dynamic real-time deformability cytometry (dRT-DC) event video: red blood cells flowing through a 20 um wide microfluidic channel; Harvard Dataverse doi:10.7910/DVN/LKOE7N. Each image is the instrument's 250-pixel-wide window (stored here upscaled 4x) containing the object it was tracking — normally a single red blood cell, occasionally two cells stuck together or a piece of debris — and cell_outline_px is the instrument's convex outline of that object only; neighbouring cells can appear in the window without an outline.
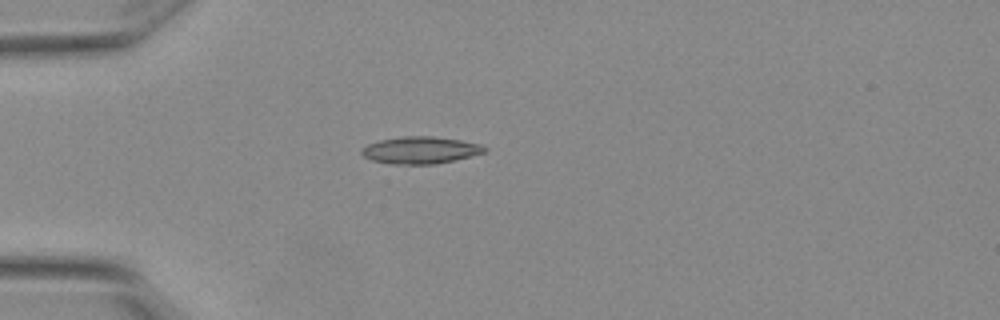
{"species": "Egyptian fruit bat (a non-hibernating species)", "species_latin": "Rousettus aegyptiacus", "temperature_condition": "warm", "stored_images_in_passage": 4, "camera_frame_rate_fps": 3000, "um_per_image_px": 0.085, "animal": {"sex": "female"}, "frame": {"image": 1, "passage_image": 4, "time_ms": 1.0, "image_size_px": [1000, 320], "cell_outline_px": [[488, 148], [484, 152], [456, 160], [436, 164], [392, 164], [372, 160], [364, 156], [360, 152], [368, 144], [380, 140], [404, 136], [432, 136], [460, 140], [480, 144]], "centroid_in_image_um": [35.75, 12.76], "position_along_channel_um": 49.3, "area_um2": 19.25}}